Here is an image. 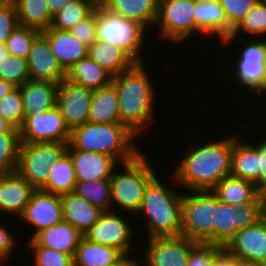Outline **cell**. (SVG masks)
Instances as JSON below:
<instances>
[{"mask_svg":"<svg viewBox=\"0 0 266 266\" xmlns=\"http://www.w3.org/2000/svg\"><path fill=\"white\" fill-rule=\"evenodd\" d=\"M16 87L3 79H0V101Z\"/></svg>","mask_w":266,"mask_h":266,"instance_id":"51","label":"cell"},{"mask_svg":"<svg viewBox=\"0 0 266 266\" xmlns=\"http://www.w3.org/2000/svg\"><path fill=\"white\" fill-rule=\"evenodd\" d=\"M89 122L122 124L119 113V98L113 82L93 90Z\"/></svg>","mask_w":266,"mask_h":266,"instance_id":"27","label":"cell"},{"mask_svg":"<svg viewBox=\"0 0 266 266\" xmlns=\"http://www.w3.org/2000/svg\"><path fill=\"white\" fill-rule=\"evenodd\" d=\"M93 90L80 86L68 79L58 83L56 106L60 109L70 131L89 121Z\"/></svg>","mask_w":266,"mask_h":266,"instance_id":"16","label":"cell"},{"mask_svg":"<svg viewBox=\"0 0 266 266\" xmlns=\"http://www.w3.org/2000/svg\"><path fill=\"white\" fill-rule=\"evenodd\" d=\"M42 33L47 37L53 54L65 71L88 55V47L73 36L69 30L49 27Z\"/></svg>","mask_w":266,"mask_h":266,"instance_id":"23","label":"cell"},{"mask_svg":"<svg viewBox=\"0 0 266 266\" xmlns=\"http://www.w3.org/2000/svg\"><path fill=\"white\" fill-rule=\"evenodd\" d=\"M211 192L219 201L233 207L249 201H264L258 195V186L232 175L225 176L211 189Z\"/></svg>","mask_w":266,"mask_h":266,"instance_id":"28","label":"cell"},{"mask_svg":"<svg viewBox=\"0 0 266 266\" xmlns=\"http://www.w3.org/2000/svg\"><path fill=\"white\" fill-rule=\"evenodd\" d=\"M66 79L95 90L110 84L113 75L87 55L66 71Z\"/></svg>","mask_w":266,"mask_h":266,"instance_id":"31","label":"cell"},{"mask_svg":"<svg viewBox=\"0 0 266 266\" xmlns=\"http://www.w3.org/2000/svg\"><path fill=\"white\" fill-rule=\"evenodd\" d=\"M224 249L235 257L261 263L266 258V214L255 224L237 231Z\"/></svg>","mask_w":266,"mask_h":266,"instance_id":"19","label":"cell"},{"mask_svg":"<svg viewBox=\"0 0 266 266\" xmlns=\"http://www.w3.org/2000/svg\"><path fill=\"white\" fill-rule=\"evenodd\" d=\"M251 38V40H249ZM246 38V37H226L221 44L224 46H231L236 40L241 43V49H236L233 60V65L230 67L231 71L227 70L226 73L229 77L233 78L234 84L241 95L248 93L253 94L259 103L260 94L266 89V40L263 38ZM235 59V60H234ZM235 68V69H234ZM235 78V79H234ZM244 89V91H242ZM247 89V90H246ZM246 91V92H245ZM244 92V93H242ZM253 92V93H252ZM257 95V96H256Z\"/></svg>","mask_w":266,"mask_h":266,"instance_id":"6","label":"cell"},{"mask_svg":"<svg viewBox=\"0 0 266 266\" xmlns=\"http://www.w3.org/2000/svg\"><path fill=\"white\" fill-rule=\"evenodd\" d=\"M241 136L232 134L231 175L258 186L266 177V138L249 143Z\"/></svg>","mask_w":266,"mask_h":266,"instance_id":"13","label":"cell"},{"mask_svg":"<svg viewBox=\"0 0 266 266\" xmlns=\"http://www.w3.org/2000/svg\"><path fill=\"white\" fill-rule=\"evenodd\" d=\"M99 0H72L53 16L50 28L70 30L81 20L88 17L96 8Z\"/></svg>","mask_w":266,"mask_h":266,"instance_id":"35","label":"cell"},{"mask_svg":"<svg viewBox=\"0 0 266 266\" xmlns=\"http://www.w3.org/2000/svg\"><path fill=\"white\" fill-rule=\"evenodd\" d=\"M57 87L58 83L31 79L20 86L24 119L39 111H48L56 107Z\"/></svg>","mask_w":266,"mask_h":266,"instance_id":"25","label":"cell"},{"mask_svg":"<svg viewBox=\"0 0 266 266\" xmlns=\"http://www.w3.org/2000/svg\"><path fill=\"white\" fill-rule=\"evenodd\" d=\"M123 255L117 248L93 243L82 237L73 261L74 266H109Z\"/></svg>","mask_w":266,"mask_h":266,"instance_id":"32","label":"cell"},{"mask_svg":"<svg viewBox=\"0 0 266 266\" xmlns=\"http://www.w3.org/2000/svg\"><path fill=\"white\" fill-rule=\"evenodd\" d=\"M140 261L144 266H187L191 251L199 244L187 237L168 236L146 239Z\"/></svg>","mask_w":266,"mask_h":266,"instance_id":"15","label":"cell"},{"mask_svg":"<svg viewBox=\"0 0 266 266\" xmlns=\"http://www.w3.org/2000/svg\"><path fill=\"white\" fill-rule=\"evenodd\" d=\"M228 266H261V264L249 259L235 257L228 253Z\"/></svg>","mask_w":266,"mask_h":266,"instance_id":"48","label":"cell"},{"mask_svg":"<svg viewBox=\"0 0 266 266\" xmlns=\"http://www.w3.org/2000/svg\"><path fill=\"white\" fill-rule=\"evenodd\" d=\"M228 24L234 28L258 0H219Z\"/></svg>","mask_w":266,"mask_h":266,"instance_id":"45","label":"cell"},{"mask_svg":"<svg viewBox=\"0 0 266 266\" xmlns=\"http://www.w3.org/2000/svg\"><path fill=\"white\" fill-rule=\"evenodd\" d=\"M124 214L116 211H104L99 220L83 237L93 243L117 248L123 254L133 255L135 252L133 243H136L134 238L138 234L135 225H131V221H129V214ZM132 250L134 251L132 252Z\"/></svg>","mask_w":266,"mask_h":266,"instance_id":"11","label":"cell"},{"mask_svg":"<svg viewBox=\"0 0 266 266\" xmlns=\"http://www.w3.org/2000/svg\"><path fill=\"white\" fill-rule=\"evenodd\" d=\"M69 143H21L16 171L36 190L48 182L50 167L67 151Z\"/></svg>","mask_w":266,"mask_h":266,"instance_id":"9","label":"cell"},{"mask_svg":"<svg viewBox=\"0 0 266 266\" xmlns=\"http://www.w3.org/2000/svg\"><path fill=\"white\" fill-rule=\"evenodd\" d=\"M17 9L19 25L34 28L40 32L51 26L53 17L47 0H12Z\"/></svg>","mask_w":266,"mask_h":266,"instance_id":"33","label":"cell"},{"mask_svg":"<svg viewBox=\"0 0 266 266\" xmlns=\"http://www.w3.org/2000/svg\"><path fill=\"white\" fill-rule=\"evenodd\" d=\"M193 12L197 38L198 34L209 39L217 36L216 38L222 42L231 35L233 28L228 24L219 0H195Z\"/></svg>","mask_w":266,"mask_h":266,"instance_id":"21","label":"cell"},{"mask_svg":"<svg viewBox=\"0 0 266 266\" xmlns=\"http://www.w3.org/2000/svg\"><path fill=\"white\" fill-rule=\"evenodd\" d=\"M20 144L19 133H0V173L16 171Z\"/></svg>","mask_w":266,"mask_h":266,"instance_id":"42","label":"cell"},{"mask_svg":"<svg viewBox=\"0 0 266 266\" xmlns=\"http://www.w3.org/2000/svg\"><path fill=\"white\" fill-rule=\"evenodd\" d=\"M145 63H136L132 68L113 76L119 98L121 123L141 138L153 122L156 87ZM157 91V92H156ZM156 100V101H155ZM147 128V129H146Z\"/></svg>","mask_w":266,"mask_h":266,"instance_id":"2","label":"cell"},{"mask_svg":"<svg viewBox=\"0 0 266 266\" xmlns=\"http://www.w3.org/2000/svg\"><path fill=\"white\" fill-rule=\"evenodd\" d=\"M107 9L135 20L147 29L154 26L159 0H99Z\"/></svg>","mask_w":266,"mask_h":266,"instance_id":"29","label":"cell"},{"mask_svg":"<svg viewBox=\"0 0 266 266\" xmlns=\"http://www.w3.org/2000/svg\"><path fill=\"white\" fill-rule=\"evenodd\" d=\"M265 214V201H249L233 207L217 199L215 245L225 247L237 231L255 224Z\"/></svg>","mask_w":266,"mask_h":266,"instance_id":"12","label":"cell"},{"mask_svg":"<svg viewBox=\"0 0 266 266\" xmlns=\"http://www.w3.org/2000/svg\"><path fill=\"white\" fill-rule=\"evenodd\" d=\"M70 129L66 126L60 109L39 111L27 116L19 129L21 143H69Z\"/></svg>","mask_w":266,"mask_h":266,"instance_id":"14","label":"cell"},{"mask_svg":"<svg viewBox=\"0 0 266 266\" xmlns=\"http://www.w3.org/2000/svg\"><path fill=\"white\" fill-rule=\"evenodd\" d=\"M137 138L139 139L123 124L88 121L71 130L67 150L99 152L115 158L121 164L135 159L143 152L136 143Z\"/></svg>","mask_w":266,"mask_h":266,"instance_id":"4","label":"cell"},{"mask_svg":"<svg viewBox=\"0 0 266 266\" xmlns=\"http://www.w3.org/2000/svg\"><path fill=\"white\" fill-rule=\"evenodd\" d=\"M88 56L113 76L132 68L136 62L122 49L96 40L88 48Z\"/></svg>","mask_w":266,"mask_h":266,"instance_id":"30","label":"cell"},{"mask_svg":"<svg viewBox=\"0 0 266 266\" xmlns=\"http://www.w3.org/2000/svg\"><path fill=\"white\" fill-rule=\"evenodd\" d=\"M72 0H47V4L52 17L57 14L64 6L68 5Z\"/></svg>","mask_w":266,"mask_h":266,"instance_id":"49","label":"cell"},{"mask_svg":"<svg viewBox=\"0 0 266 266\" xmlns=\"http://www.w3.org/2000/svg\"><path fill=\"white\" fill-rule=\"evenodd\" d=\"M182 235L201 244L215 245L217 197L207 191H181Z\"/></svg>","mask_w":266,"mask_h":266,"instance_id":"8","label":"cell"},{"mask_svg":"<svg viewBox=\"0 0 266 266\" xmlns=\"http://www.w3.org/2000/svg\"><path fill=\"white\" fill-rule=\"evenodd\" d=\"M9 54L6 45L5 44H0V59L3 57H6Z\"/></svg>","mask_w":266,"mask_h":266,"instance_id":"54","label":"cell"},{"mask_svg":"<svg viewBox=\"0 0 266 266\" xmlns=\"http://www.w3.org/2000/svg\"><path fill=\"white\" fill-rule=\"evenodd\" d=\"M171 175L173 181L170 179V183L174 185L166 184L161 175L156 174L145 187L141 207L134 217L138 221L142 218V226L146 228L144 233L146 230L148 236L145 239L182 235V188H178Z\"/></svg>","mask_w":266,"mask_h":266,"instance_id":"3","label":"cell"},{"mask_svg":"<svg viewBox=\"0 0 266 266\" xmlns=\"http://www.w3.org/2000/svg\"><path fill=\"white\" fill-rule=\"evenodd\" d=\"M18 219L33 227L27 240L43 229L59 224L64 220L60 195L36 190Z\"/></svg>","mask_w":266,"mask_h":266,"instance_id":"17","label":"cell"},{"mask_svg":"<svg viewBox=\"0 0 266 266\" xmlns=\"http://www.w3.org/2000/svg\"><path fill=\"white\" fill-rule=\"evenodd\" d=\"M260 264L261 266H266V258Z\"/></svg>","mask_w":266,"mask_h":266,"instance_id":"56","label":"cell"},{"mask_svg":"<svg viewBox=\"0 0 266 266\" xmlns=\"http://www.w3.org/2000/svg\"><path fill=\"white\" fill-rule=\"evenodd\" d=\"M26 60L31 80L59 83L66 78V71L59 64L42 32L34 39Z\"/></svg>","mask_w":266,"mask_h":266,"instance_id":"18","label":"cell"},{"mask_svg":"<svg viewBox=\"0 0 266 266\" xmlns=\"http://www.w3.org/2000/svg\"><path fill=\"white\" fill-rule=\"evenodd\" d=\"M149 159L145 152H141L135 159L120 164L123 171H117L118 166L114 169L110 177L112 211L125 212L131 218L136 216L145 187L157 174Z\"/></svg>","mask_w":266,"mask_h":266,"instance_id":"5","label":"cell"},{"mask_svg":"<svg viewBox=\"0 0 266 266\" xmlns=\"http://www.w3.org/2000/svg\"><path fill=\"white\" fill-rule=\"evenodd\" d=\"M0 79L22 86L30 79L27 60L8 54L0 59Z\"/></svg>","mask_w":266,"mask_h":266,"instance_id":"40","label":"cell"},{"mask_svg":"<svg viewBox=\"0 0 266 266\" xmlns=\"http://www.w3.org/2000/svg\"><path fill=\"white\" fill-rule=\"evenodd\" d=\"M40 33L34 28L18 25L5 43L9 54L26 60L34 39Z\"/></svg>","mask_w":266,"mask_h":266,"instance_id":"41","label":"cell"},{"mask_svg":"<svg viewBox=\"0 0 266 266\" xmlns=\"http://www.w3.org/2000/svg\"><path fill=\"white\" fill-rule=\"evenodd\" d=\"M136 266H144V265H143L142 263L139 262Z\"/></svg>","mask_w":266,"mask_h":266,"instance_id":"57","label":"cell"},{"mask_svg":"<svg viewBox=\"0 0 266 266\" xmlns=\"http://www.w3.org/2000/svg\"><path fill=\"white\" fill-rule=\"evenodd\" d=\"M26 248L33 251L31 266H74L73 257L55 249L39 246L33 239L26 242Z\"/></svg>","mask_w":266,"mask_h":266,"instance_id":"39","label":"cell"},{"mask_svg":"<svg viewBox=\"0 0 266 266\" xmlns=\"http://www.w3.org/2000/svg\"><path fill=\"white\" fill-rule=\"evenodd\" d=\"M260 96H263V98L265 97V100H266V89L260 94Z\"/></svg>","mask_w":266,"mask_h":266,"instance_id":"55","label":"cell"},{"mask_svg":"<svg viewBox=\"0 0 266 266\" xmlns=\"http://www.w3.org/2000/svg\"><path fill=\"white\" fill-rule=\"evenodd\" d=\"M69 31L89 48L96 41V8L88 17L81 20Z\"/></svg>","mask_w":266,"mask_h":266,"instance_id":"46","label":"cell"},{"mask_svg":"<svg viewBox=\"0 0 266 266\" xmlns=\"http://www.w3.org/2000/svg\"><path fill=\"white\" fill-rule=\"evenodd\" d=\"M74 192L102 211H112L110 180L76 181Z\"/></svg>","mask_w":266,"mask_h":266,"instance_id":"37","label":"cell"},{"mask_svg":"<svg viewBox=\"0 0 266 266\" xmlns=\"http://www.w3.org/2000/svg\"><path fill=\"white\" fill-rule=\"evenodd\" d=\"M6 0H0V4L4 3Z\"/></svg>","mask_w":266,"mask_h":266,"instance_id":"58","label":"cell"},{"mask_svg":"<svg viewBox=\"0 0 266 266\" xmlns=\"http://www.w3.org/2000/svg\"><path fill=\"white\" fill-rule=\"evenodd\" d=\"M72 158L77 181L110 180L120 163L113 157L91 151L67 150Z\"/></svg>","mask_w":266,"mask_h":266,"instance_id":"22","label":"cell"},{"mask_svg":"<svg viewBox=\"0 0 266 266\" xmlns=\"http://www.w3.org/2000/svg\"><path fill=\"white\" fill-rule=\"evenodd\" d=\"M83 235L70 223L62 221L57 225L43 229L32 239L42 247L58 250L73 258Z\"/></svg>","mask_w":266,"mask_h":266,"instance_id":"26","label":"cell"},{"mask_svg":"<svg viewBox=\"0 0 266 266\" xmlns=\"http://www.w3.org/2000/svg\"><path fill=\"white\" fill-rule=\"evenodd\" d=\"M258 195L266 202V177L258 185Z\"/></svg>","mask_w":266,"mask_h":266,"instance_id":"53","label":"cell"},{"mask_svg":"<svg viewBox=\"0 0 266 266\" xmlns=\"http://www.w3.org/2000/svg\"><path fill=\"white\" fill-rule=\"evenodd\" d=\"M250 36H253V38H266V2L262 0L256 2L253 8L232 29L230 35V37Z\"/></svg>","mask_w":266,"mask_h":266,"instance_id":"36","label":"cell"},{"mask_svg":"<svg viewBox=\"0 0 266 266\" xmlns=\"http://www.w3.org/2000/svg\"><path fill=\"white\" fill-rule=\"evenodd\" d=\"M187 266H228L224 247L199 243L190 253Z\"/></svg>","mask_w":266,"mask_h":266,"instance_id":"38","label":"cell"},{"mask_svg":"<svg viewBox=\"0 0 266 266\" xmlns=\"http://www.w3.org/2000/svg\"><path fill=\"white\" fill-rule=\"evenodd\" d=\"M7 226L0 223V266H5L6 261L12 257V253L17 249L18 239L9 231ZM8 258V259H7ZM5 264V265H4Z\"/></svg>","mask_w":266,"mask_h":266,"instance_id":"47","label":"cell"},{"mask_svg":"<svg viewBox=\"0 0 266 266\" xmlns=\"http://www.w3.org/2000/svg\"><path fill=\"white\" fill-rule=\"evenodd\" d=\"M19 25L16 5L12 0L0 4V44H5Z\"/></svg>","mask_w":266,"mask_h":266,"instance_id":"44","label":"cell"},{"mask_svg":"<svg viewBox=\"0 0 266 266\" xmlns=\"http://www.w3.org/2000/svg\"><path fill=\"white\" fill-rule=\"evenodd\" d=\"M188 146L187 154L172 172L176 182L187 191L211 190L225 176L231 175L232 134L224 138Z\"/></svg>","mask_w":266,"mask_h":266,"instance_id":"1","label":"cell"},{"mask_svg":"<svg viewBox=\"0 0 266 266\" xmlns=\"http://www.w3.org/2000/svg\"><path fill=\"white\" fill-rule=\"evenodd\" d=\"M64 221L70 223L84 235L104 212L86 202L80 195L70 192L60 195Z\"/></svg>","mask_w":266,"mask_h":266,"instance_id":"24","label":"cell"},{"mask_svg":"<svg viewBox=\"0 0 266 266\" xmlns=\"http://www.w3.org/2000/svg\"><path fill=\"white\" fill-rule=\"evenodd\" d=\"M76 181L74 164L70 154L66 151L50 167L47 185L42 190L57 195L74 192Z\"/></svg>","mask_w":266,"mask_h":266,"instance_id":"34","label":"cell"},{"mask_svg":"<svg viewBox=\"0 0 266 266\" xmlns=\"http://www.w3.org/2000/svg\"><path fill=\"white\" fill-rule=\"evenodd\" d=\"M0 133H19V130L14 128L0 115Z\"/></svg>","mask_w":266,"mask_h":266,"instance_id":"52","label":"cell"},{"mask_svg":"<svg viewBox=\"0 0 266 266\" xmlns=\"http://www.w3.org/2000/svg\"><path fill=\"white\" fill-rule=\"evenodd\" d=\"M36 189L17 171L0 173V214L19 218Z\"/></svg>","mask_w":266,"mask_h":266,"instance_id":"20","label":"cell"},{"mask_svg":"<svg viewBox=\"0 0 266 266\" xmlns=\"http://www.w3.org/2000/svg\"><path fill=\"white\" fill-rule=\"evenodd\" d=\"M149 31L141 23L110 11L100 1L96 6V40L122 49L136 63L145 62L142 50Z\"/></svg>","mask_w":266,"mask_h":266,"instance_id":"7","label":"cell"},{"mask_svg":"<svg viewBox=\"0 0 266 266\" xmlns=\"http://www.w3.org/2000/svg\"><path fill=\"white\" fill-rule=\"evenodd\" d=\"M140 260L131 256V254H124L118 261L109 266H136Z\"/></svg>","mask_w":266,"mask_h":266,"instance_id":"50","label":"cell"},{"mask_svg":"<svg viewBox=\"0 0 266 266\" xmlns=\"http://www.w3.org/2000/svg\"><path fill=\"white\" fill-rule=\"evenodd\" d=\"M0 115L14 128L20 129L24 121V107L19 87H16L0 101Z\"/></svg>","mask_w":266,"mask_h":266,"instance_id":"43","label":"cell"},{"mask_svg":"<svg viewBox=\"0 0 266 266\" xmlns=\"http://www.w3.org/2000/svg\"><path fill=\"white\" fill-rule=\"evenodd\" d=\"M195 0H159L153 28L165 42L184 46L195 36Z\"/></svg>","mask_w":266,"mask_h":266,"instance_id":"10","label":"cell"}]
</instances>
